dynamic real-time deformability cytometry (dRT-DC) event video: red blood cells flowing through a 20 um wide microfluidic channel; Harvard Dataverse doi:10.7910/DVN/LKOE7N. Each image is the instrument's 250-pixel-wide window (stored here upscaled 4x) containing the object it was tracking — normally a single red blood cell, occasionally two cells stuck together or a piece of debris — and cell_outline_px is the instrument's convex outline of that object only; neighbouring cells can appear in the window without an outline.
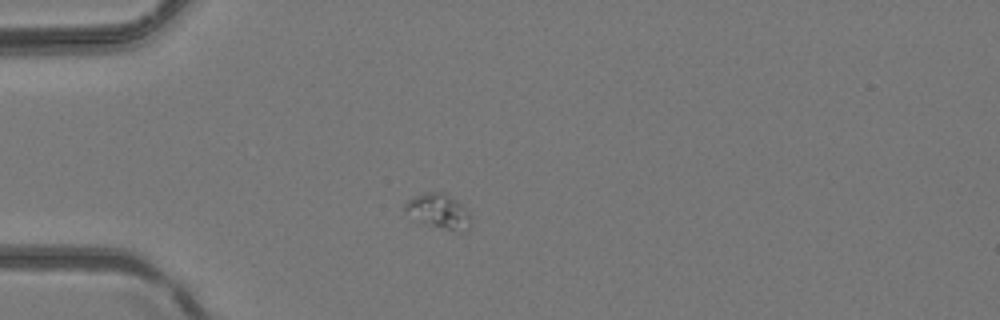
{"species": "common noctule bat (a hibernating species)", "species_latin": "Nyctalus noctula", "temperature_condition": "room temperature", "stored_images_in_passage": 2, "camera_frame_rate_fps": 3000, "um_per_image_px": 0.085, "animal": {"sex": "female", "body_mass_g": 24.6, "forearm_length_mm": 56.2}, "frame": {"image": 1, "passage_image": 1, "time_ms": 0.0, "image_size_px": [1000, 320], "cell_outline_px": [[472, 220], [468, 228], [460, 232], [452, 232], [416, 224], [412, 220], [404, 208], [404, 204], [408, 200], [424, 192], [444, 192], [456, 200], [472, 216]], "centroid_in_image_um": [37.25, 18.02], "position_along_channel_um": 47.7, "area_um2": 13.99}}